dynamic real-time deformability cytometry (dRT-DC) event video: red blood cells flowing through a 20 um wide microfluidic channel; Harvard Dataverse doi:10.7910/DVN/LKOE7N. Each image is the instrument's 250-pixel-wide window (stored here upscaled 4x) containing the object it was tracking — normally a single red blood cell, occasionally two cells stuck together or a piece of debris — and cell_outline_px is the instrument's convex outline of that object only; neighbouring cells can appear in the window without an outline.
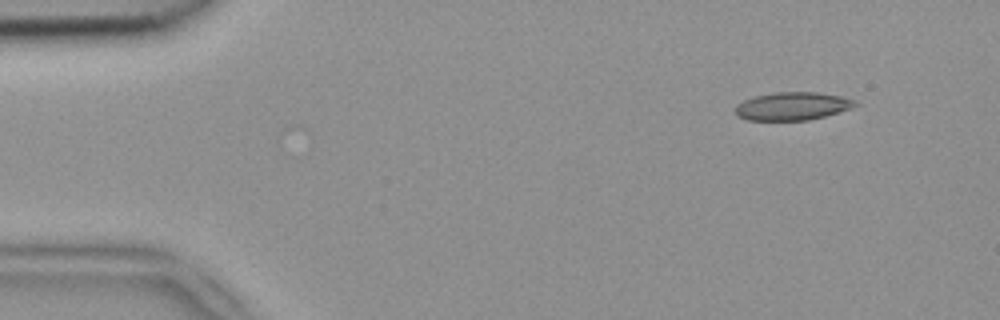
{"species": "common noctule bat (a hibernating species)", "species_latin": "Nyctalus noctula", "temperature_condition": "room temperature", "stored_images_in_passage": 3, "camera_frame_rate_fps": 3000, "um_per_image_px": 0.085, "animal": {"sex": "female", "body_mass_g": 18.4}, "frame": {"image": 1, "passage_image": 1, "time_ms": 0.0, "image_size_px": [1000, 320], "cell_outline_px": [[860, 104], [852, 108], [824, 116], [808, 120], [748, 120], [740, 116], [736, 112], [736, 104], [744, 100], [756, 96], [776, 92], [816, 92], [840, 96], [856, 100]], "centroid_in_image_um": [67.4, 9.02], "position_along_channel_um": 17.6, "area_um2": 19.42}}